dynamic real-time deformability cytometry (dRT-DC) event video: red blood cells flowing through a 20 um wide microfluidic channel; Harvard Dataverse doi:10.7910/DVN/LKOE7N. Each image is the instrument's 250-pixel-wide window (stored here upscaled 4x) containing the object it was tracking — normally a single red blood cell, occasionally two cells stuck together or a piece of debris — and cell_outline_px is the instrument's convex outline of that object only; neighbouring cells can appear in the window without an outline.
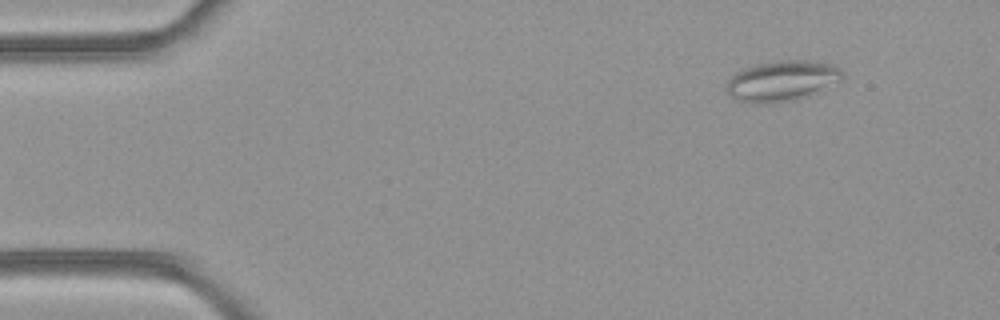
{"species": "common noctule bat (a hibernating species)", "species_latin": "Nyctalus noctula", "temperature_condition": "room temperature", "stored_images_in_passage": 46, "camera_frame_rate_fps": 3000, "um_per_image_px": 0.085, "animal": {"sex": "female", "body_mass_g": 21.9}, "frame": {"image": 1, "passage_image": 1, "time_ms": 0.0, "image_size_px": [1000, 320], "cell_outline_px": [[844, 76], [840, 80], [808, 96], [796, 100], [768, 104], [756, 104], [736, 100], [728, 92], [728, 80], [736, 72], [744, 68], [756, 64], [780, 60], [808, 60], [828, 64], [840, 68]], "centroid_in_image_um": [66.45, 6.88], "position_along_channel_um": 18.5, "area_um2": 27.22}}
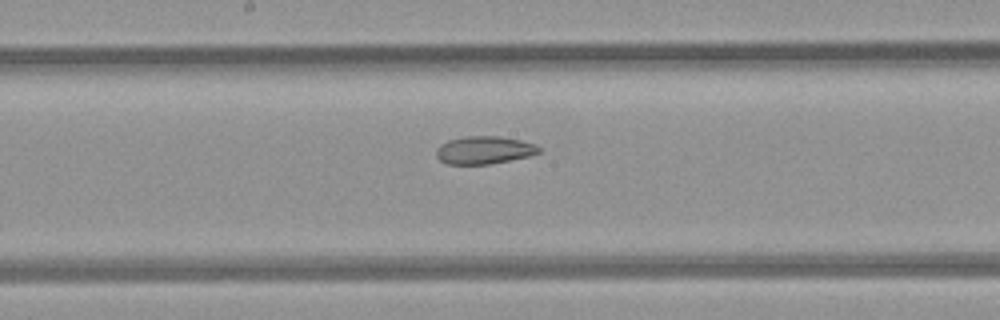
{"frame": {"image": 2, "passage_image": 22, "time_ms": 7.0, "image_size_px": [1000, 320], "cell_outline_px": [[540, 152], [528, 156], [488, 164], [448, 164], [440, 160], [436, 156], [436, 148], [440, 144], [448, 140], [464, 136], [500, 136], [520, 140], [536, 144], [540, 148]], "centroid_in_image_um": [41.12, 12.74], "position_along_channel_um": 207.1, "area_um2": 16.59}}
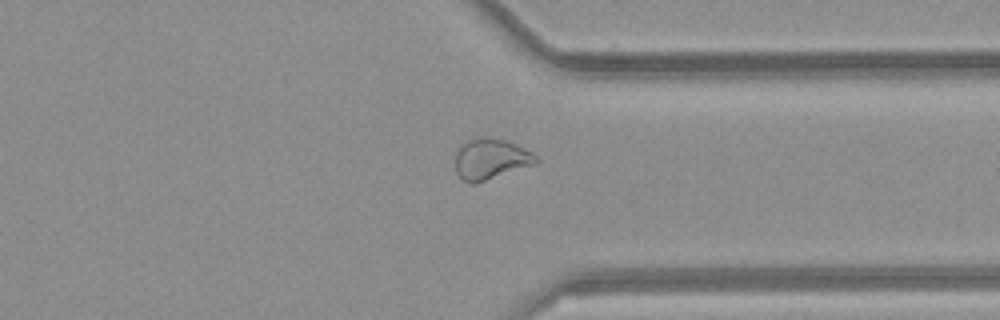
{"frame": {"image": 3, "passage_image": 34, "time_ms": 11.0, "image_size_px": [1000, 320], "cell_outline_px": [[540, 160], [536, 164], [472, 184], [464, 180], [456, 172], [456, 152], [460, 144], [468, 140], [480, 136], [488, 136], [508, 140], [532, 152]], "centroid_in_image_um": [41.72, 13.48], "position_along_channel_um": 369.7, "area_um2": 19.25}, "authors_computed_cell_mechanics": {"area_um2": 20.6346, "velocity_mm_per_s": 4.1115, "shape_relaxation_time_tau1_ms": null, "shape_relaxation_time_tau2_ms": 3.0696, "deformation_change_tau1": null, "deformation_change_tau2": 0.0874}}